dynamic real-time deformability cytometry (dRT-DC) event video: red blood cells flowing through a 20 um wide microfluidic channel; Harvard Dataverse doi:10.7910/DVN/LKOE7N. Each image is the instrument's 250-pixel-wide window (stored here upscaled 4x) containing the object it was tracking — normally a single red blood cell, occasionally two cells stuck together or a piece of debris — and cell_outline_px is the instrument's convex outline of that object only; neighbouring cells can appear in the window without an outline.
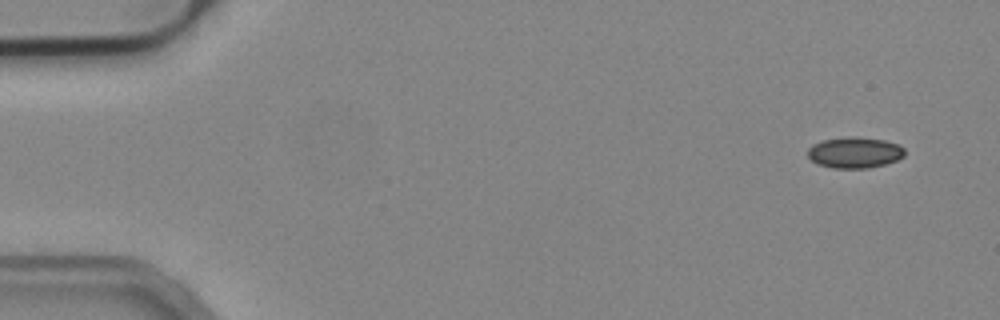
{"species": "common noctule bat (a hibernating species)", "species_latin": "Nyctalus noctula", "temperature_condition": "cold", "stored_images_in_passage": 51, "camera_frame_rate_fps": 3000, "um_per_image_px": 0.085, "animal": {"sex": "male", "body_mass_g": 19.2, "forearm_length_mm": 51.8}, "frame": {"image": 1, "passage_image": 1, "time_ms": 0.0, "image_size_px": [1000, 320], "cell_outline_px": [[904, 156], [896, 160], [884, 164], [868, 168], [832, 168], [820, 164], [812, 160], [808, 156], [808, 148], [812, 144], [824, 140], [848, 136], [856, 136], [884, 140], [900, 144], [904, 148]], "centroid_in_image_um": [72.66, 12.95], "position_along_channel_um": 12.3, "area_um2": 17.51}}
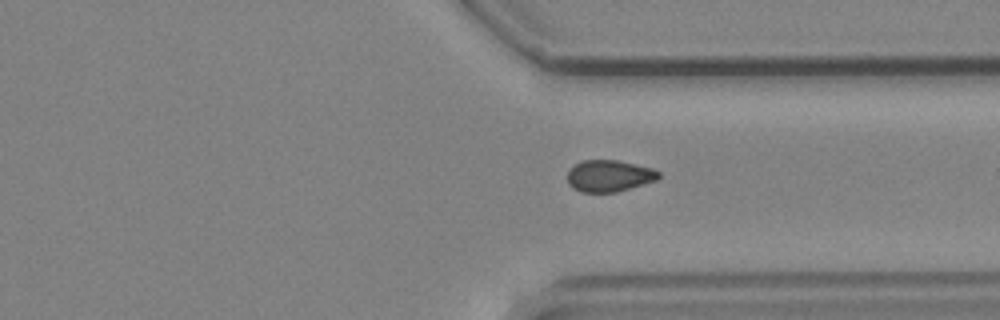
{"frame": {"image": 2, "passage_image": 38, "time_ms": 12.333, "image_size_px": [1000, 320], "cell_outline_px": [[660, 176], [656, 180], [616, 192], [580, 192], [572, 188], [568, 184], [568, 172], [580, 160], [616, 160], [652, 168], [660, 172]], "centroid_in_image_um": [51.76, 14.95], "position_along_channel_um": 359.6, "area_um2": 16.7}}
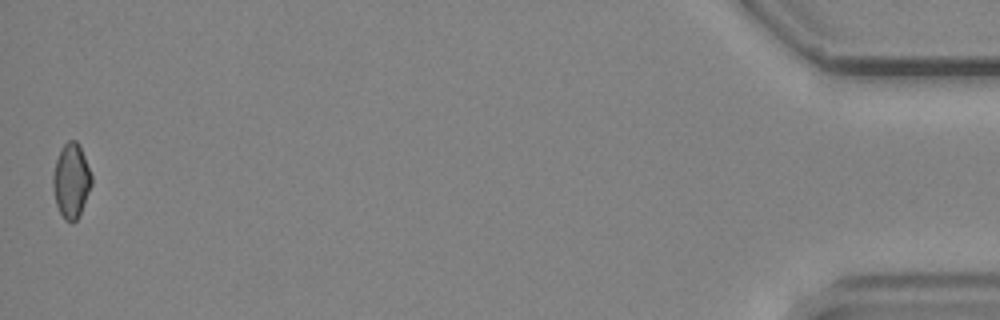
{"frame": {"image": 3, "passage_image": 51, "time_ms": 16.667, "image_size_px": [1000, 320], "cell_outline_px": [[92, 184], [80, 212], [76, 220], [72, 224], [64, 220], [56, 204], [52, 188], [52, 172], [60, 148], [68, 140], [76, 140], [80, 144], [92, 176]], "centroid_in_image_um": [6.03, 15.34], "position_along_channel_um": 429.2, "area_um2": 16.94}}